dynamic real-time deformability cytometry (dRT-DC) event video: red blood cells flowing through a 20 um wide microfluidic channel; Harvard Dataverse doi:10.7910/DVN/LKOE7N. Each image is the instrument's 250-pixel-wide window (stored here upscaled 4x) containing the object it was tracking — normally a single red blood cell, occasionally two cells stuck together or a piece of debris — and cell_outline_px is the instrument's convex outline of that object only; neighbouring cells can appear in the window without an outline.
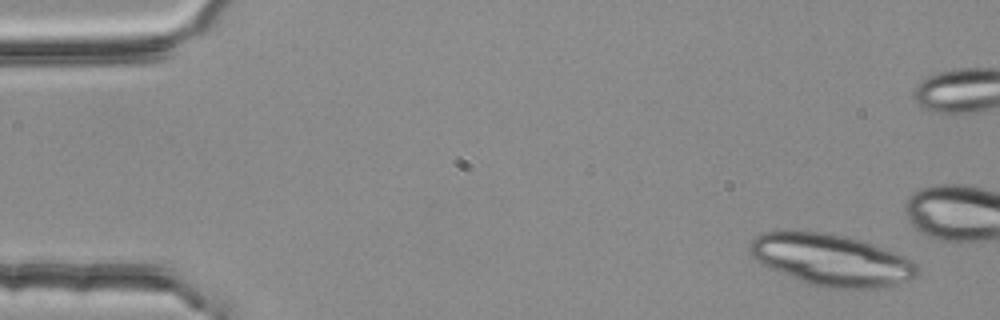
{"species": "common noctule bat (a hibernating species)", "species_latin": "Nyctalus noctula", "temperature_condition": "room temperature", "stored_images_in_passage": 5, "camera_frame_rate_fps": 3000, "um_per_image_px": 0.085, "animal": {"sex": "female", "body_mass_g": 25.1}, "frame": {"image": 1, "passage_image": 1, "time_ms": 0.0, "image_size_px": [1000, 320], "cell_outline_px": [[920, 272], [912, 280], [892, 288], [824, 288], [808, 284], [772, 268], [756, 260], [748, 252], [748, 244], [756, 236], [764, 232], [784, 228], [792, 228], [824, 232], [864, 240], [904, 256], [912, 260], [916, 264]], "centroid_in_image_um": [70.68, 22.07], "position_along_channel_um": 14.3, "area_um2": 51.56}}